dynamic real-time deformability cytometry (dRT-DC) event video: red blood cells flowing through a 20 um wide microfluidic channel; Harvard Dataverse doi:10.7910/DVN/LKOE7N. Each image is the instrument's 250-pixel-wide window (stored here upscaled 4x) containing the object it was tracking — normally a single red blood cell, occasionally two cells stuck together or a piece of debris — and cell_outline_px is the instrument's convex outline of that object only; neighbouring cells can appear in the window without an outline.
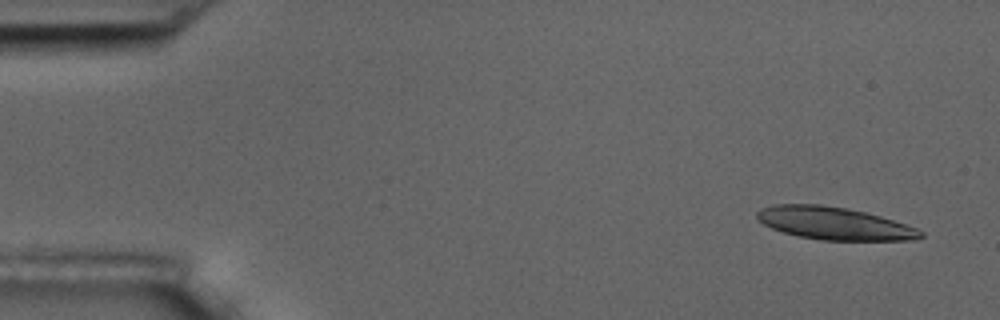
{"species": "common noctule bat (a hibernating species)", "species_latin": "Nyctalus noctula", "temperature_condition": "room temperature", "stored_images_in_passage": 5, "camera_frame_rate_fps": 3000, "um_per_image_px": 0.085, "animal": {"sex": "male", "body_mass_g": 17.5, "forearm_length_mm": 52.3}, "frame": {"image": 1, "passage_image": 1, "time_ms": 0.0, "image_size_px": [1000, 320], "cell_outline_px": [[924, 236], [916, 240], [824, 240], [800, 236], [784, 232], [772, 228], [764, 224], [756, 216], [756, 212], [760, 208], [772, 204], [820, 204], [848, 208], [880, 216], [916, 228], [924, 232]], "centroid_in_image_um": [70.9, 18.98], "position_along_channel_um": 14.1, "area_um2": 30.92}}